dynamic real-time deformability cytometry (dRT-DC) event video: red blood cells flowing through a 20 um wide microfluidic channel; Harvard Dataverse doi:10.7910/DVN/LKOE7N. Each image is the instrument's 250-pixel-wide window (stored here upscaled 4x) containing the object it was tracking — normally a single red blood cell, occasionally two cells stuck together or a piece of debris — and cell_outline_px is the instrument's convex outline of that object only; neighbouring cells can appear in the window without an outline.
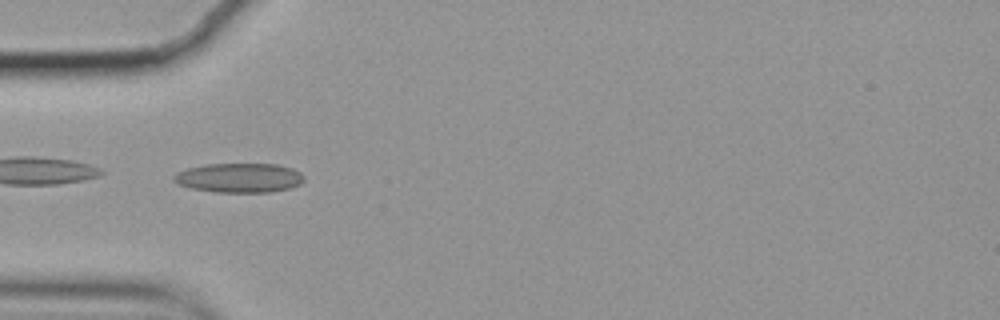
{"species": "common noctule bat (a hibernating species)", "species_latin": "Nyctalus noctula", "temperature_condition": "cold", "stored_images_in_passage": 38, "camera_frame_rate_fps": 3000, "um_per_image_px": 0.085, "animal": {"sex": "female", "body_mass_g": 19.9}, "frame": {"image": 1, "passage_image": 1, "time_ms": 0.0, "image_size_px": [1000, 320], "cell_outline_px": [[304, 180], [300, 184], [288, 188], [272, 192], [216, 192], [192, 188], [180, 184], [172, 180], [172, 176], [176, 172], [188, 168], [208, 164], [276, 164], [292, 168], [300, 172], [304, 176]], "centroid_in_image_um": [20.34, 15.11], "position_along_channel_um": 64.7, "area_um2": 22.25}}
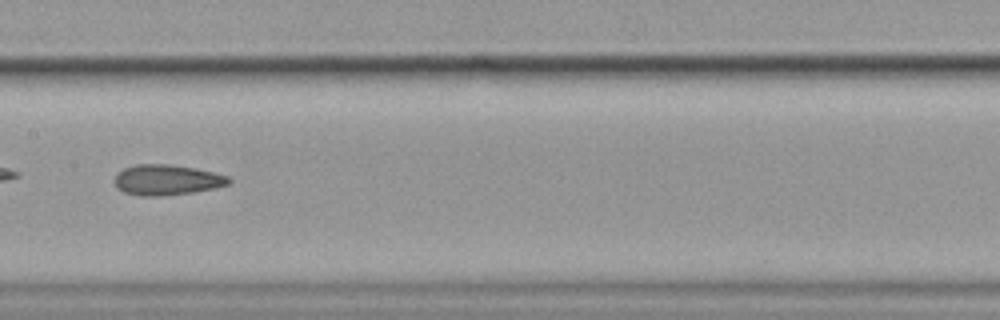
{"frame": {"image": 2, "passage_image": 12, "time_ms": 3.667, "image_size_px": [1000, 320], "cell_outline_px": [[232, 180], [228, 184], [212, 188], [192, 192], [160, 196], [140, 196], [124, 192], [116, 188], [116, 172], [124, 168], [136, 164], [168, 164], [196, 168], [228, 176]], "centroid_in_image_um": [14.15, 15.28], "position_along_channel_um": 193.3, "area_um2": 20.17}}
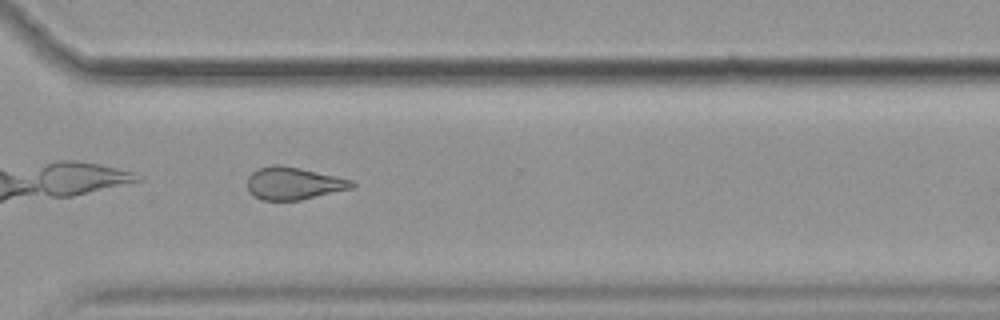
{"frame": {"image": 3, "passage_image": 25, "time_ms": 8.0, "image_size_px": [1000, 320], "cell_outline_px": [[356, 184], [352, 188], [300, 200], [264, 200], [248, 192], [248, 176], [252, 172], [260, 168], [272, 164], [276, 164], [336, 176], [352, 180]], "centroid_in_image_um": [24.94, 15.59], "position_along_channel_um": 345.7, "area_um2": 19.42}, "authors_computed_cell_mechanics": {"area_um2": 20.4901, "velocity_mm_per_s": 3.526, "shape_relaxation_time_tau1_ms": null, "shape_relaxation_time_tau2_ms": 3.7522, "deformation_change_tau1": null, "deformation_change_tau2": 0.1272}}